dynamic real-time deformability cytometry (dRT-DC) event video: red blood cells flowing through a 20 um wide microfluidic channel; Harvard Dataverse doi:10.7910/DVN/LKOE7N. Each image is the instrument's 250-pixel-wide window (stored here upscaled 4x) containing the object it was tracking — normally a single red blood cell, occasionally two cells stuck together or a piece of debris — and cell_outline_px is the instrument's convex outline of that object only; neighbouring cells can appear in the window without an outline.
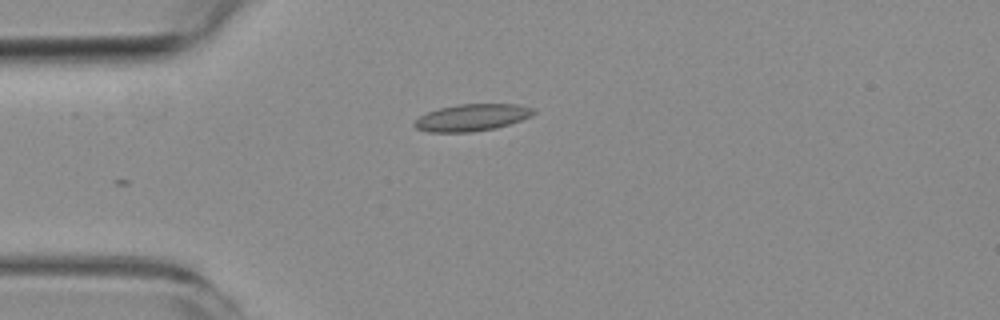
{"species": "common noctule bat (a hibernating species)", "species_latin": "Nyctalus noctula", "temperature_condition": "room temperature", "stored_images_in_passage": 3, "camera_frame_rate_fps": 3000, "um_per_image_px": 0.085, "animal": {"sex": "female", "body_mass_g": 19.3, "forearm_length_mm": 54.1}, "frame": {"image": 1, "passage_image": 1, "time_ms": 0.0, "image_size_px": [1000, 320], "cell_outline_px": [[536, 112], [520, 120], [496, 128], [472, 132], [428, 132], [416, 128], [412, 124], [420, 116], [428, 112], [440, 108], [460, 104], [516, 104], [532, 108]], "centroid_in_image_um": [40.07, 9.99], "position_along_channel_um": 44.9, "area_um2": 18.44}}
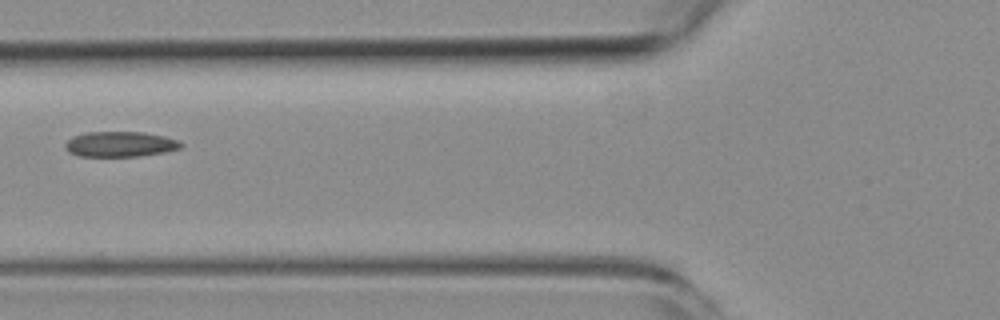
{"frame": {"image": 2, "passage_image": 3, "time_ms": 2.333, "image_size_px": [1000, 320], "cell_outline_px": [[184, 144], [180, 148], [164, 152], [140, 156], [80, 156], [68, 152], [64, 148], [64, 144], [72, 136], [88, 132], [144, 132], [164, 136], [176, 140]], "centroid_in_image_um": [10.18, 12.25], "position_along_channel_um": 115.6, "area_um2": 17.05}}